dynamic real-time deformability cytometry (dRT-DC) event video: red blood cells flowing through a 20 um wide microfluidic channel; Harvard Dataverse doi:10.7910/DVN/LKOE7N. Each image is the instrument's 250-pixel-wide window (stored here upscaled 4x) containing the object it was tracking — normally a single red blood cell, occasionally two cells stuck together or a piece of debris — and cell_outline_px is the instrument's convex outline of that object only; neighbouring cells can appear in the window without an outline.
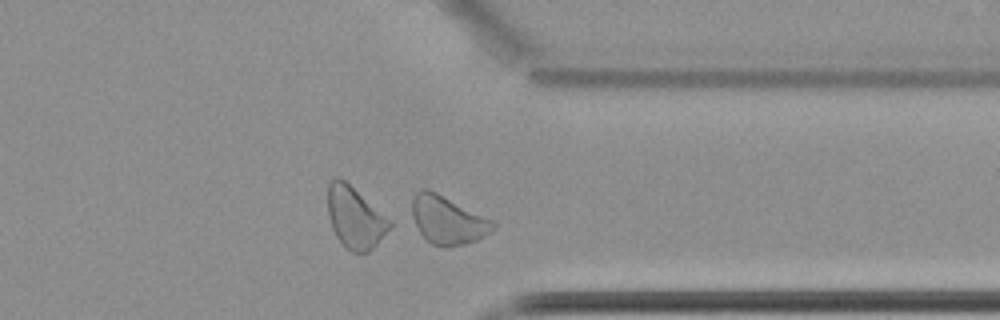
{"species": "common noctule bat (a hibernating species)", "species_latin": "Nyctalus noctula", "temperature_condition": "cold", "stored_images_in_passage": 43, "camera_frame_rate_fps": 3000, "um_per_image_px": 0.085, "animal": {"sex": "female", "body_mass_g": 22.7, "forearm_length_mm": 54.2}, "frame": {"image": 1, "passage_image": 31, "time_ms": 10.0, "image_size_px": [1000, 320], "cell_outline_px": [[496, 228], [492, 232], [476, 240], [464, 244], [448, 248], [432, 244], [420, 232], [412, 216], [412, 196], [420, 188], [424, 188], [436, 192], [496, 220]], "centroid_in_image_um": [38.1, 18.69], "position_along_channel_um": 373.3, "area_um2": 23.06}, "authors_computed_cell_mechanics": {"area_um2": 21.7328, "velocity_mm_per_s": 3.442, "shape_relaxation_time_tau1_ms": 1.2077, "shape_relaxation_time_tau2_ms": 0.7462, "deformation_change_tau1": 0.2316, "deformation_change_tau2": 0.0554}}